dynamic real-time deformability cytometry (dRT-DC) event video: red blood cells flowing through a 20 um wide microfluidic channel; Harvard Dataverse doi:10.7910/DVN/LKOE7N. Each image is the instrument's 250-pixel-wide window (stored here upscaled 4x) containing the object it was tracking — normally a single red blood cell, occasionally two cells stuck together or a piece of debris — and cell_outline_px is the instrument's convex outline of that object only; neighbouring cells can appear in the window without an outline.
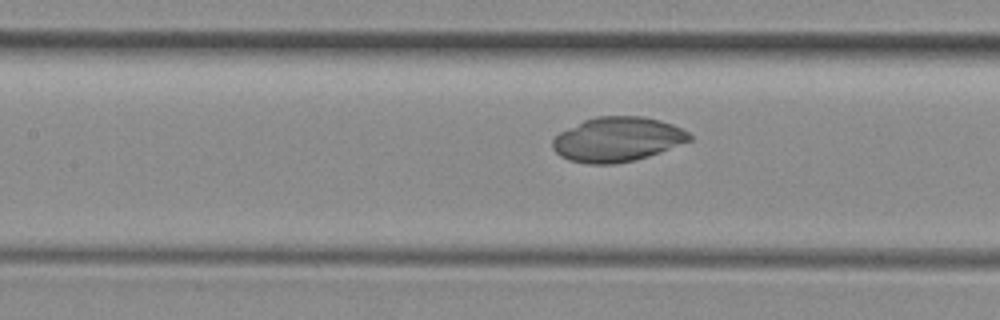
{"species": "common noctule bat (a hibernating species)", "species_latin": "Nyctalus noctula", "temperature_condition": "room temperature", "stored_images_in_passage": 34, "camera_frame_rate_fps": 3000, "um_per_image_px": 0.085, "animal": {"sex": "female", "body_mass_g": 29.2, "forearm_length_mm": 56.3}, "frame": {"image": 1, "passage_image": 11, "time_ms": 3.333, "image_size_px": [1000, 320], "cell_outline_px": [[692, 140], [660, 152], [636, 160], [616, 164], [588, 164], [568, 160], [560, 156], [552, 148], [552, 140], [560, 132], [584, 120], [596, 116], [644, 116], [660, 120], [672, 124], [688, 132], [692, 136]], "centroid_in_image_um": [52.47, 11.85], "position_along_channel_um": 154.9, "area_um2": 35.66}}
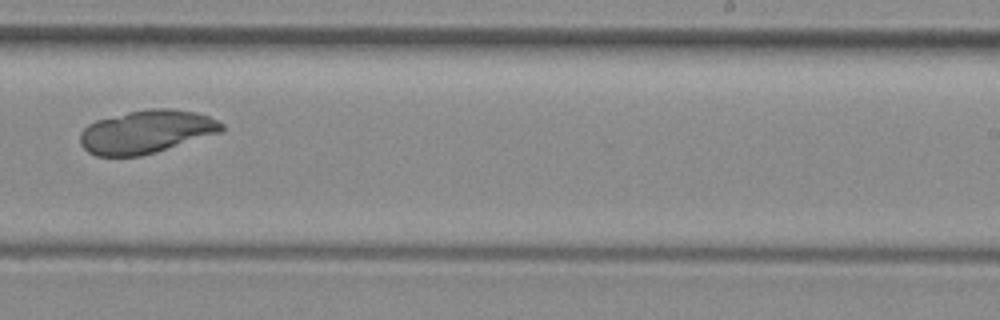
{"frame": {"image": 2, "passage_image": 20, "time_ms": 6.333, "image_size_px": [1000, 320], "cell_outline_px": [[224, 132], [156, 152], [140, 156], [96, 156], [88, 152], [80, 144], [80, 132], [88, 124], [96, 120], [128, 112], [148, 108], [172, 108], [196, 112], [208, 116], [224, 124]], "centroid_in_image_um": [12.46, 11.2], "position_along_channel_um": 276.5, "area_um2": 35.89}}
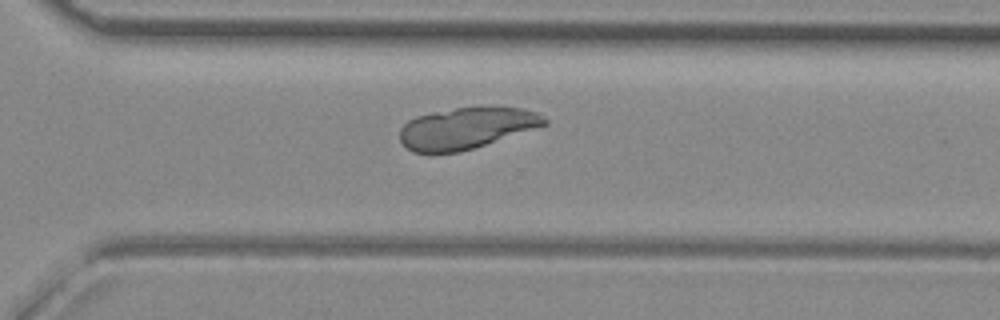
{"frame": {"image": 3, "passage_image": 24, "time_ms": 7.667, "image_size_px": [1000, 320], "cell_outline_px": [[548, 124], [460, 152], [412, 152], [400, 140], [400, 128], [408, 120], [416, 116], [432, 112], [480, 104], [524, 108], [536, 112], [548, 120]], "centroid_in_image_um": [39.67, 10.84], "position_along_channel_um": 330.9, "area_um2": 35.2}}